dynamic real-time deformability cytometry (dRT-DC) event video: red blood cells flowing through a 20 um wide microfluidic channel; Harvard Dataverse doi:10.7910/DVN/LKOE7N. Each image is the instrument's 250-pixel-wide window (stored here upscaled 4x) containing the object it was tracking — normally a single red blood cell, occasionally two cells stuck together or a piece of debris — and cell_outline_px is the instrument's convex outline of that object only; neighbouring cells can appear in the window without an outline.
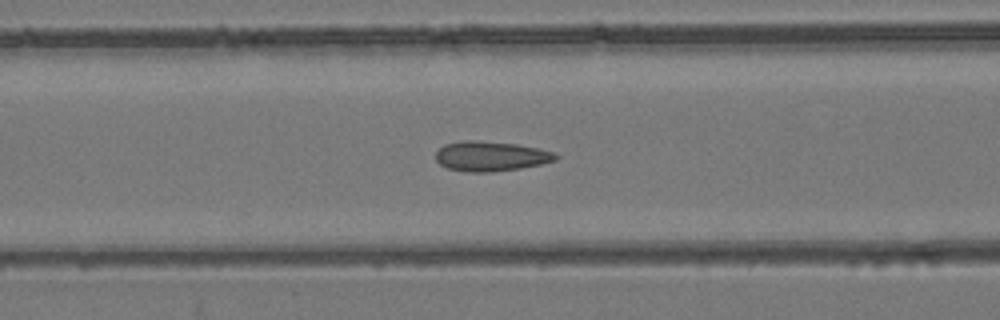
{"species": "common noctule bat (a hibernating species)", "species_latin": "Nyctalus noctula", "temperature_condition": "room temperature", "stored_images_in_passage": 35, "camera_frame_rate_fps": 3000, "um_per_image_px": 0.085, "animal": {"sex": "female", "body_mass_g": 24.6, "forearm_length_mm": 56.2}, "frame": {"image": 1, "passage_image": 9, "time_ms": 2.667, "image_size_px": [1000, 320], "cell_outline_px": [[560, 156], [556, 160], [540, 164], [520, 168], [492, 172], [468, 172], [448, 168], [440, 164], [436, 160], [436, 152], [444, 144], [464, 140], [476, 140], [516, 144], [556, 152]], "centroid_in_image_um": [41.72, 13.27], "position_along_channel_um": 124.9, "area_um2": 20.87}}
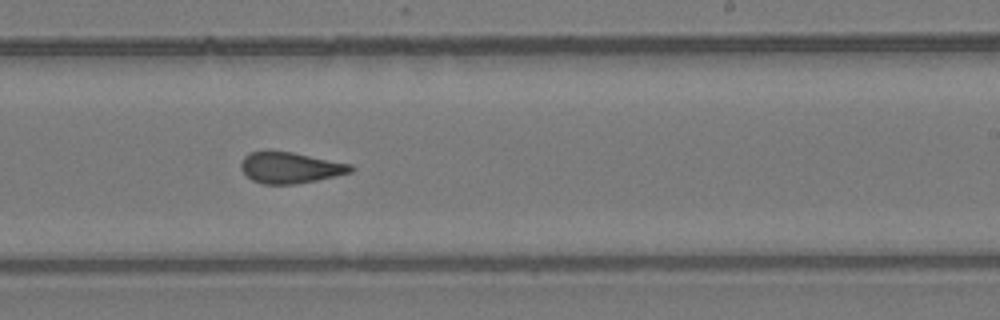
{"frame": {"image": 2, "passage_image": 20, "time_ms": 6.333, "image_size_px": [1000, 320], "cell_outline_px": [[356, 168], [352, 172], [336, 176], [296, 184], [264, 184], [252, 180], [240, 168], [240, 164], [244, 156], [252, 152], [292, 152], [352, 164]], "centroid_in_image_um": [24.71, 14.26], "position_along_channel_um": 264.3, "area_um2": 19.71}}
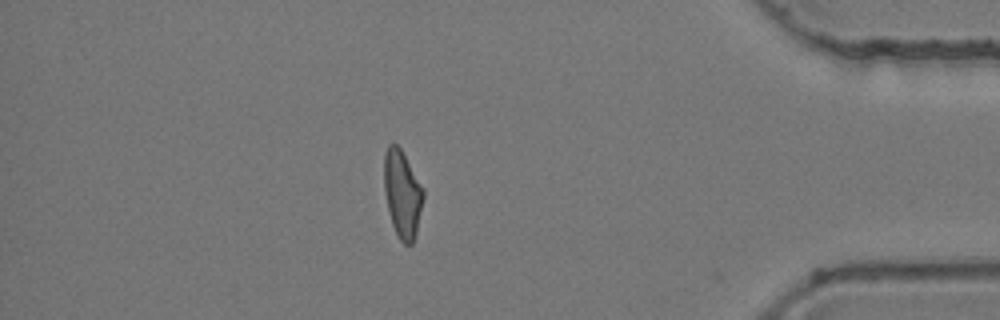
{"frame": {"image": 3, "passage_image": 34, "time_ms": 11.0, "image_size_px": [1000, 320], "cell_outline_px": [[424, 196], [416, 236], [412, 244], [404, 244], [400, 240], [392, 224], [384, 192], [384, 156], [388, 144], [396, 144], [400, 148], [424, 188]], "centroid_in_image_um": [34.21, 16.49], "position_along_channel_um": 401.0, "area_um2": 19.94}, "authors_computed_cell_mechanics": {"area_um2": 20.1144, "velocity_mm_per_s": 3.8093, "shape_relaxation_time_tau1_ms": null, "shape_relaxation_time_tau2_ms": 1.2648, "deformation_change_tau1": null, "deformation_change_tau2": 0.1053}}